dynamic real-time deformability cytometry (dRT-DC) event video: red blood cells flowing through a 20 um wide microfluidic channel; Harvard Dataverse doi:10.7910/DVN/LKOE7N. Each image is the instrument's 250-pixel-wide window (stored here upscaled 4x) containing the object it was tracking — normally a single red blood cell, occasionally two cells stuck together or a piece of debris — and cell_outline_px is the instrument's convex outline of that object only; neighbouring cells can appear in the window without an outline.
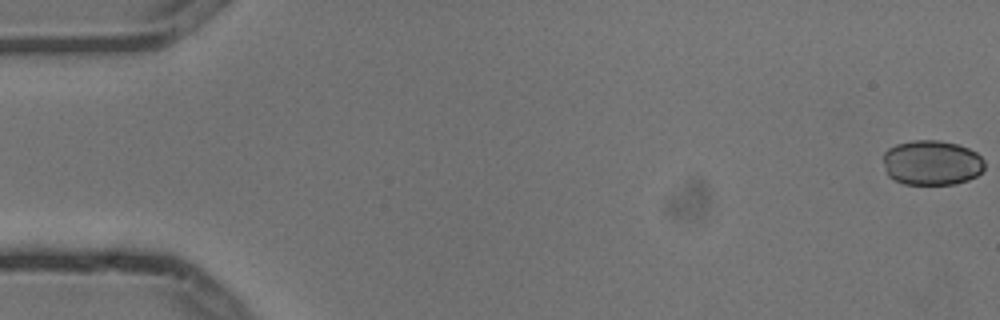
{"species": "common noctule bat (a hibernating species)", "species_latin": "Nyctalus noctula", "temperature_condition": "cold", "stored_images_in_passage": 8, "camera_frame_rate_fps": 3000, "um_per_image_px": 0.085, "animal": {"sex": "male", "body_mass_g": 13.3}, "frame": {"image": 1, "passage_image": 1, "time_ms": 0.0, "image_size_px": [1000, 320], "cell_outline_px": [[984, 168], [976, 176], [968, 180], [956, 184], [904, 184], [888, 176], [884, 168], [884, 152], [888, 148], [896, 144], [912, 140], [936, 140], [956, 144], [968, 148], [976, 152], [984, 160]], "centroid_in_image_um": [79.19, 13.83], "position_along_channel_um": 5.8, "area_um2": 26.59}}
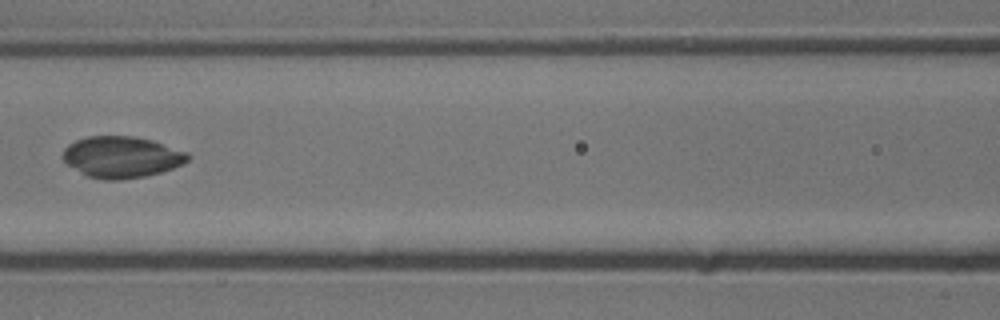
{"frame": {"image": 2, "passage_image": 7, "time_ms": 2.0, "image_size_px": [1000, 320], "cell_outline_px": [[188, 160], [172, 168], [160, 172], [144, 176], [120, 180], [104, 180], [88, 176], [68, 164], [60, 156], [64, 148], [68, 144], [76, 140], [88, 136], [132, 136], [152, 140], [188, 152]], "centroid_in_image_um": [10.3, 13.34], "position_along_channel_um": 156.3, "area_um2": 29.94}}
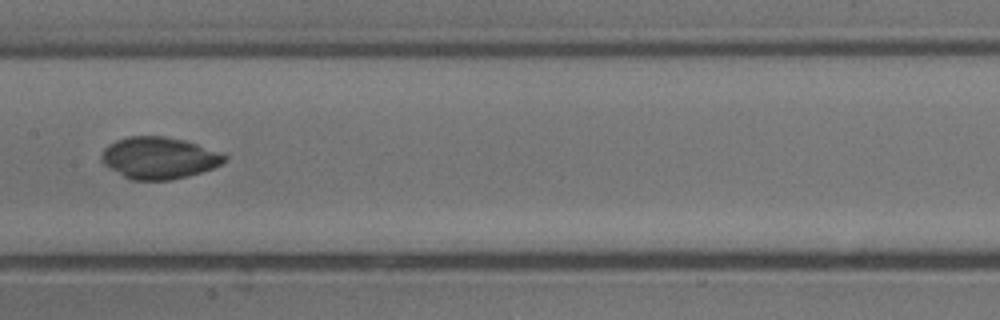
{"frame": {"image": 3, "passage_image": 8, "time_ms": 2.333, "image_size_px": [1000, 320], "cell_outline_px": [[228, 160], [212, 168], [188, 176], [172, 180], [132, 180], [124, 176], [104, 164], [100, 160], [100, 156], [104, 148], [108, 144], [116, 140], [128, 136], [164, 136], [184, 140], [220, 152], [228, 156]], "centroid_in_image_um": [13.5, 13.42], "position_along_channel_um": 193.9, "area_um2": 29.94}}